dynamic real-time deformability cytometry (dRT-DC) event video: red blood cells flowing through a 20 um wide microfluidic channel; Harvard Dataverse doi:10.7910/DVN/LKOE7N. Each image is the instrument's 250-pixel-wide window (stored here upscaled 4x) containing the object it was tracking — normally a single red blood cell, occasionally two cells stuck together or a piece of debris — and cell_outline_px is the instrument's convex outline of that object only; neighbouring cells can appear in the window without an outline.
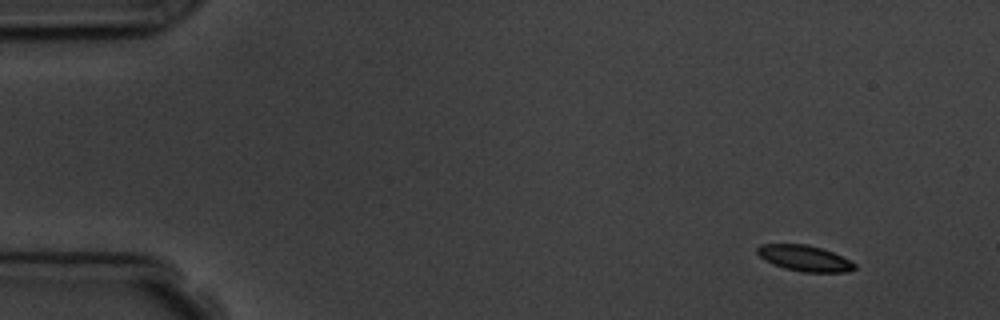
{"species": "common noctule bat (a hibernating species)", "species_latin": "Nyctalus noctula", "temperature_condition": "room temperature", "stored_images_in_passage": 4, "camera_frame_rate_fps": 3000, "um_per_image_px": 0.085, "animal": {"sex": "male", "body_mass_g": 19.5, "forearm_length_mm": 54.6}, "frame": {"image": 1, "passage_image": 1, "time_ms": 0.0, "image_size_px": [1000, 320], "cell_outline_px": [[856, 268], [848, 272], [804, 272], [784, 268], [772, 264], [764, 260], [756, 252], [756, 248], [760, 244], [808, 244], [832, 252], [856, 264]], "centroid_in_image_um": [68.35, 21.95], "position_along_channel_um": 16.6, "area_um2": 14.62}}
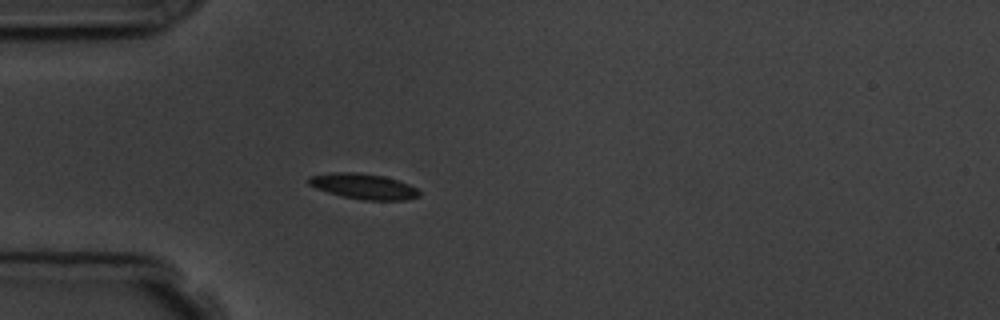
{"frame": {"image": 2, "passage_image": 4, "time_ms": 3.667, "image_size_px": [1000, 320], "cell_outline_px": [[420, 196], [404, 200], [364, 200], [344, 196], [328, 192], [316, 188], [308, 184], [308, 176], [332, 172], [356, 172], [384, 176], [408, 184], [416, 188], [420, 192]], "centroid_in_image_um": [30.88, 15.83], "position_along_channel_um": 54.1, "area_um2": 16.3}}